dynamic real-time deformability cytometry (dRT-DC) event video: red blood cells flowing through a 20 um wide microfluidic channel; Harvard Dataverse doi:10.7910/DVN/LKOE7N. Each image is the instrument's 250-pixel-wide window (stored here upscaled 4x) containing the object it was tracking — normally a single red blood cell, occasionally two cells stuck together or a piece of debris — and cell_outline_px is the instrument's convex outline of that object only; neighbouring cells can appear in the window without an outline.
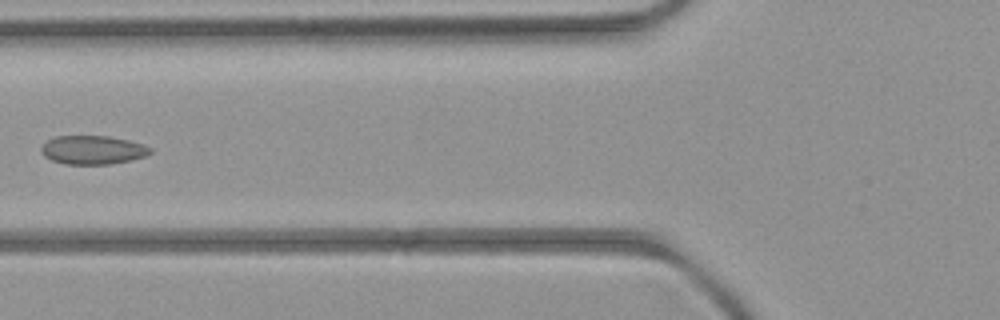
{"species": "common noctule bat (a hibernating species)", "species_latin": "Nyctalus noctula", "temperature_condition": "room temperature", "stored_images_in_passage": 6, "camera_frame_rate_fps": 3000, "um_per_image_px": 0.085, "animal": {"sex": "female", "body_mass_g": 21.9}, "frame": {"image": 1, "passage_image": 6, "time_ms": 5.667, "image_size_px": [1000, 320], "cell_outline_px": [[152, 152], [144, 156], [128, 160], [108, 164], [64, 164], [52, 160], [44, 156], [40, 152], [40, 148], [48, 140], [56, 136], [108, 136], [128, 140], [144, 144], [152, 148]], "centroid_in_image_um": [7.87, 12.74], "position_along_channel_um": 117.9, "area_um2": 18.15}}